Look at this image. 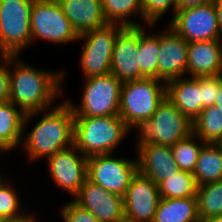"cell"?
<instances>
[{
  "instance_id": "obj_16",
  "label": "cell",
  "mask_w": 222,
  "mask_h": 222,
  "mask_svg": "<svg viewBox=\"0 0 222 222\" xmlns=\"http://www.w3.org/2000/svg\"><path fill=\"white\" fill-rule=\"evenodd\" d=\"M160 32L158 80L165 83L187 74L188 42L170 26Z\"/></svg>"
},
{
  "instance_id": "obj_4",
  "label": "cell",
  "mask_w": 222,
  "mask_h": 222,
  "mask_svg": "<svg viewBox=\"0 0 222 222\" xmlns=\"http://www.w3.org/2000/svg\"><path fill=\"white\" fill-rule=\"evenodd\" d=\"M138 130L136 150L146 144L173 146L193 133L192 121L166 97L149 119H142L130 130Z\"/></svg>"
},
{
  "instance_id": "obj_5",
  "label": "cell",
  "mask_w": 222,
  "mask_h": 222,
  "mask_svg": "<svg viewBox=\"0 0 222 222\" xmlns=\"http://www.w3.org/2000/svg\"><path fill=\"white\" fill-rule=\"evenodd\" d=\"M166 97V83L154 78H143L122 83L119 116L131 129L142 119H149Z\"/></svg>"
},
{
  "instance_id": "obj_38",
  "label": "cell",
  "mask_w": 222,
  "mask_h": 222,
  "mask_svg": "<svg viewBox=\"0 0 222 222\" xmlns=\"http://www.w3.org/2000/svg\"><path fill=\"white\" fill-rule=\"evenodd\" d=\"M214 106L218 107L222 111V79L217 98L215 100Z\"/></svg>"
},
{
  "instance_id": "obj_32",
  "label": "cell",
  "mask_w": 222,
  "mask_h": 222,
  "mask_svg": "<svg viewBox=\"0 0 222 222\" xmlns=\"http://www.w3.org/2000/svg\"><path fill=\"white\" fill-rule=\"evenodd\" d=\"M222 74L217 76L200 77V91L202 110L214 106L219 88L221 86Z\"/></svg>"
},
{
  "instance_id": "obj_39",
  "label": "cell",
  "mask_w": 222,
  "mask_h": 222,
  "mask_svg": "<svg viewBox=\"0 0 222 222\" xmlns=\"http://www.w3.org/2000/svg\"><path fill=\"white\" fill-rule=\"evenodd\" d=\"M200 222H222V215L210 217V218L201 220Z\"/></svg>"
},
{
  "instance_id": "obj_2",
  "label": "cell",
  "mask_w": 222,
  "mask_h": 222,
  "mask_svg": "<svg viewBox=\"0 0 222 222\" xmlns=\"http://www.w3.org/2000/svg\"><path fill=\"white\" fill-rule=\"evenodd\" d=\"M61 103L44 110V116L32 130L27 132L26 136L24 133L22 147L27 151L26 155L28 154L31 162L44 157L47 159L73 145L74 114L66 100Z\"/></svg>"
},
{
  "instance_id": "obj_17",
  "label": "cell",
  "mask_w": 222,
  "mask_h": 222,
  "mask_svg": "<svg viewBox=\"0 0 222 222\" xmlns=\"http://www.w3.org/2000/svg\"><path fill=\"white\" fill-rule=\"evenodd\" d=\"M136 151L138 172L157 185L166 177L180 171L171 146L146 144Z\"/></svg>"
},
{
  "instance_id": "obj_30",
  "label": "cell",
  "mask_w": 222,
  "mask_h": 222,
  "mask_svg": "<svg viewBox=\"0 0 222 222\" xmlns=\"http://www.w3.org/2000/svg\"><path fill=\"white\" fill-rule=\"evenodd\" d=\"M9 185L5 179L0 180V220L18 219L27 214L21 207L16 189Z\"/></svg>"
},
{
  "instance_id": "obj_11",
  "label": "cell",
  "mask_w": 222,
  "mask_h": 222,
  "mask_svg": "<svg viewBox=\"0 0 222 222\" xmlns=\"http://www.w3.org/2000/svg\"><path fill=\"white\" fill-rule=\"evenodd\" d=\"M87 171L90 181L123 197L138 171L137 160L115 158L112 153L92 155L87 159Z\"/></svg>"
},
{
  "instance_id": "obj_3",
  "label": "cell",
  "mask_w": 222,
  "mask_h": 222,
  "mask_svg": "<svg viewBox=\"0 0 222 222\" xmlns=\"http://www.w3.org/2000/svg\"><path fill=\"white\" fill-rule=\"evenodd\" d=\"M129 132L119 115L74 117L73 145L86 157L110 154Z\"/></svg>"
},
{
  "instance_id": "obj_28",
  "label": "cell",
  "mask_w": 222,
  "mask_h": 222,
  "mask_svg": "<svg viewBox=\"0 0 222 222\" xmlns=\"http://www.w3.org/2000/svg\"><path fill=\"white\" fill-rule=\"evenodd\" d=\"M196 198L200 221L222 215V180L198 186Z\"/></svg>"
},
{
  "instance_id": "obj_41",
  "label": "cell",
  "mask_w": 222,
  "mask_h": 222,
  "mask_svg": "<svg viewBox=\"0 0 222 222\" xmlns=\"http://www.w3.org/2000/svg\"><path fill=\"white\" fill-rule=\"evenodd\" d=\"M218 148L222 151V136L219 138V140L215 143Z\"/></svg>"
},
{
  "instance_id": "obj_14",
  "label": "cell",
  "mask_w": 222,
  "mask_h": 222,
  "mask_svg": "<svg viewBox=\"0 0 222 222\" xmlns=\"http://www.w3.org/2000/svg\"><path fill=\"white\" fill-rule=\"evenodd\" d=\"M73 200L100 222H118L124 217L123 197L108 192L88 178Z\"/></svg>"
},
{
  "instance_id": "obj_34",
  "label": "cell",
  "mask_w": 222,
  "mask_h": 222,
  "mask_svg": "<svg viewBox=\"0 0 222 222\" xmlns=\"http://www.w3.org/2000/svg\"><path fill=\"white\" fill-rule=\"evenodd\" d=\"M0 103L9 102L10 56H0Z\"/></svg>"
},
{
  "instance_id": "obj_1",
  "label": "cell",
  "mask_w": 222,
  "mask_h": 222,
  "mask_svg": "<svg viewBox=\"0 0 222 222\" xmlns=\"http://www.w3.org/2000/svg\"><path fill=\"white\" fill-rule=\"evenodd\" d=\"M19 56H10L9 102L26 115L25 128L32 118L50 109L56 98L63 93L64 71L41 70L26 64ZM34 67V68H33ZM13 69V70H12Z\"/></svg>"
},
{
  "instance_id": "obj_20",
  "label": "cell",
  "mask_w": 222,
  "mask_h": 222,
  "mask_svg": "<svg viewBox=\"0 0 222 222\" xmlns=\"http://www.w3.org/2000/svg\"><path fill=\"white\" fill-rule=\"evenodd\" d=\"M78 35L107 24L102 0H58Z\"/></svg>"
},
{
  "instance_id": "obj_25",
  "label": "cell",
  "mask_w": 222,
  "mask_h": 222,
  "mask_svg": "<svg viewBox=\"0 0 222 222\" xmlns=\"http://www.w3.org/2000/svg\"><path fill=\"white\" fill-rule=\"evenodd\" d=\"M103 12L107 23H117L124 27H140V21L137 22L131 18V15L141 16L143 22V9L141 0H102ZM133 19V20H132Z\"/></svg>"
},
{
  "instance_id": "obj_35",
  "label": "cell",
  "mask_w": 222,
  "mask_h": 222,
  "mask_svg": "<svg viewBox=\"0 0 222 222\" xmlns=\"http://www.w3.org/2000/svg\"><path fill=\"white\" fill-rule=\"evenodd\" d=\"M211 1L213 0H177V10L202 5Z\"/></svg>"
},
{
  "instance_id": "obj_8",
  "label": "cell",
  "mask_w": 222,
  "mask_h": 222,
  "mask_svg": "<svg viewBox=\"0 0 222 222\" xmlns=\"http://www.w3.org/2000/svg\"><path fill=\"white\" fill-rule=\"evenodd\" d=\"M123 28L121 24L107 23L79 35L78 41L85 42L79 58L84 78L110 74L114 43Z\"/></svg>"
},
{
  "instance_id": "obj_10",
  "label": "cell",
  "mask_w": 222,
  "mask_h": 222,
  "mask_svg": "<svg viewBox=\"0 0 222 222\" xmlns=\"http://www.w3.org/2000/svg\"><path fill=\"white\" fill-rule=\"evenodd\" d=\"M172 17L168 26L188 43L222 40V30L218 24L213 1L178 9Z\"/></svg>"
},
{
  "instance_id": "obj_31",
  "label": "cell",
  "mask_w": 222,
  "mask_h": 222,
  "mask_svg": "<svg viewBox=\"0 0 222 222\" xmlns=\"http://www.w3.org/2000/svg\"><path fill=\"white\" fill-rule=\"evenodd\" d=\"M143 9V21L146 26L152 27L157 24L161 17L170 9L173 16L177 11V0H141Z\"/></svg>"
},
{
  "instance_id": "obj_33",
  "label": "cell",
  "mask_w": 222,
  "mask_h": 222,
  "mask_svg": "<svg viewBox=\"0 0 222 222\" xmlns=\"http://www.w3.org/2000/svg\"><path fill=\"white\" fill-rule=\"evenodd\" d=\"M60 209L64 222H100L90 211H87L74 200L68 201Z\"/></svg>"
},
{
  "instance_id": "obj_27",
  "label": "cell",
  "mask_w": 222,
  "mask_h": 222,
  "mask_svg": "<svg viewBox=\"0 0 222 222\" xmlns=\"http://www.w3.org/2000/svg\"><path fill=\"white\" fill-rule=\"evenodd\" d=\"M162 198H188L196 196L198 185L191 172L180 170L158 184Z\"/></svg>"
},
{
  "instance_id": "obj_12",
  "label": "cell",
  "mask_w": 222,
  "mask_h": 222,
  "mask_svg": "<svg viewBox=\"0 0 222 222\" xmlns=\"http://www.w3.org/2000/svg\"><path fill=\"white\" fill-rule=\"evenodd\" d=\"M87 159L74 145L47 158L51 179L72 198L87 179Z\"/></svg>"
},
{
  "instance_id": "obj_6",
  "label": "cell",
  "mask_w": 222,
  "mask_h": 222,
  "mask_svg": "<svg viewBox=\"0 0 222 222\" xmlns=\"http://www.w3.org/2000/svg\"><path fill=\"white\" fill-rule=\"evenodd\" d=\"M34 0H0V56H20L32 45L30 17Z\"/></svg>"
},
{
  "instance_id": "obj_42",
  "label": "cell",
  "mask_w": 222,
  "mask_h": 222,
  "mask_svg": "<svg viewBox=\"0 0 222 222\" xmlns=\"http://www.w3.org/2000/svg\"><path fill=\"white\" fill-rule=\"evenodd\" d=\"M8 150L5 149L2 145H0V152H7ZM2 175H0V180H2L3 178L1 177Z\"/></svg>"
},
{
  "instance_id": "obj_24",
  "label": "cell",
  "mask_w": 222,
  "mask_h": 222,
  "mask_svg": "<svg viewBox=\"0 0 222 222\" xmlns=\"http://www.w3.org/2000/svg\"><path fill=\"white\" fill-rule=\"evenodd\" d=\"M139 27L138 63L141 79H158V56L160 46V32L146 33V25Z\"/></svg>"
},
{
  "instance_id": "obj_23",
  "label": "cell",
  "mask_w": 222,
  "mask_h": 222,
  "mask_svg": "<svg viewBox=\"0 0 222 222\" xmlns=\"http://www.w3.org/2000/svg\"><path fill=\"white\" fill-rule=\"evenodd\" d=\"M193 175L198 186L222 180V151L216 144L202 146Z\"/></svg>"
},
{
  "instance_id": "obj_29",
  "label": "cell",
  "mask_w": 222,
  "mask_h": 222,
  "mask_svg": "<svg viewBox=\"0 0 222 222\" xmlns=\"http://www.w3.org/2000/svg\"><path fill=\"white\" fill-rule=\"evenodd\" d=\"M197 139L198 137L192 133L171 146L174 159L180 170L194 172L200 150L205 144L201 139H198L200 142L196 143Z\"/></svg>"
},
{
  "instance_id": "obj_7",
  "label": "cell",
  "mask_w": 222,
  "mask_h": 222,
  "mask_svg": "<svg viewBox=\"0 0 222 222\" xmlns=\"http://www.w3.org/2000/svg\"><path fill=\"white\" fill-rule=\"evenodd\" d=\"M81 105L66 100L74 117H102L119 115L122 83L113 75L85 78Z\"/></svg>"
},
{
  "instance_id": "obj_9",
  "label": "cell",
  "mask_w": 222,
  "mask_h": 222,
  "mask_svg": "<svg viewBox=\"0 0 222 222\" xmlns=\"http://www.w3.org/2000/svg\"><path fill=\"white\" fill-rule=\"evenodd\" d=\"M30 28L32 41L39 39L65 44L79 39L58 0H34Z\"/></svg>"
},
{
  "instance_id": "obj_19",
  "label": "cell",
  "mask_w": 222,
  "mask_h": 222,
  "mask_svg": "<svg viewBox=\"0 0 222 222\" xmlns=\"http://www.w3.org/2000/svg\"><path fill=\"white\" fill-rule=\"evenodd\" d=\"M166 98L192 122L202 111L200 77H180L166 82Z\"/></svg>"
},
{
  "instance_id": "obj_21",
  "label": "cell",
  "mask_w": 222,
  "mask_h": 222,
  "mask_svg": "<svg viewBox=\"0 0 222 222\" xmlns=\"http://www.w3.org/2000/svg\"><path fill=\"white\" fill-rule=\"evenodd\" d=\"M25 115L11 102L0 103V145L8 152L22 144Z\"/></svg>"
},
{
  "instance_id": "obj_37",
  "label": "cell",
  "mask_w": 222,
  "mask_h": 222,
  "mask_svg": "<svg viewBox=\"0 0 222 222\" xmlns=\"http://www.w3.org/2000/svg\"><path fill=\"white\" fill-rule=\"evenodd\" d=\"M36 217L33 216V214H27L21 218L18 219H5V220H0V222H36Z\"/></svg>"
},
{
  "instance_id": "obj_40",
  "label": "cell",
  "mask_w": 222,
  "mask_h": 222,
  "mask_svg": "<svg viewBox=\"0 0 222 222\" xmlns=\"http://www.w3.org/2000/svg\"><path fill=\"white\" fill-rule=\"evenodd\" d=\"M118 222H137V221H135V220H132V219H129V218H127V217H123L120 221H118Z\"/></svg>"
},
{
  "instance_id": "obj_36",
  "label": "cell",
  "mask_w": 222,
  "mask_h": 222,
  "mask_svg": "<svg viewBox=\"0 0 222 222\" xmlns=\"http://www.w3.org/2000/svg\"><path fill=\"white\" fill-rule=\"evenodd\" d=\"M213 4L218 19V24L222 30V0H213Z\"/></svg>"
},
{
  "instance_id": "obj_15",
  "label": "cell",
  "mask_w": 222,
  "mask_h": 222,
  "mask_svg": "<svg viewBox=\"0 0 222 222\" xmlns=\"http://www.w3.org/2000/svg\"><path fill=\"white\" fill-rule=\"evenodd\" d=\"M138 48L139 27H124L114 43L110 70L121 83L141 79Z\"/></svg>"
},
{
  "instance_id": "obj_18",
  "label": "cell",
  "mask_w": 222,
  "mask_h": 222,
  "mask_svg": "<svg viewBox=\"0 0 222 222\" xmlns=\"http://www.w3.org/2000/svg\"><path fill=\"white\" fill-rule=\"evenodd\" d=\"M187 73L189 77L222 74V40L195 41L188 44Z\"/></svg>"
},
{
  "instance_id": "obj_26",
  "label": "cell",
  "mask_w": 222,
  "mask_h": 222,
  "mask_svg": "<svg viewBox=\"0 0 222 222\" xmlns=\"http://www.w3.org/2000/svg\"><path fill=\"white\" fill-rule=\"evenodd\" d=\"M192 123L193 133L204 143L215 144L222 136V111L216 106L204 108Z\"/></svg>"
},
{
  "instance_id": "obj_13",
  "label": "cell",
  "mask_w": 222,
  "mask_h": 222,
  "mask_svg": "<svg viewBox=\"0 0 222 222\" xmlns=\"http://www.w3.org/2000/svg\"><path fill=\"white\" fill-rule=\"evenodd\" d=\"M160 199L158 185L137 171L123 196L124 216L137 222H153Z\"/></svg>"
},
{
  "instance_id": "obj_22",
  "label": "cell",
  "mask_w": 222,
  "mask_h": 222,
  "mask_svg": "<svg viewBox=\"0 0 222 222\" xmlns=\"http://www.w3.org/2000/svg\"><path fill=\"white\" fill-rule=\"evenodd\" d=\"M153 222H200L197 198H162L159 201Z\"/></svg>"
}]
</instances>
